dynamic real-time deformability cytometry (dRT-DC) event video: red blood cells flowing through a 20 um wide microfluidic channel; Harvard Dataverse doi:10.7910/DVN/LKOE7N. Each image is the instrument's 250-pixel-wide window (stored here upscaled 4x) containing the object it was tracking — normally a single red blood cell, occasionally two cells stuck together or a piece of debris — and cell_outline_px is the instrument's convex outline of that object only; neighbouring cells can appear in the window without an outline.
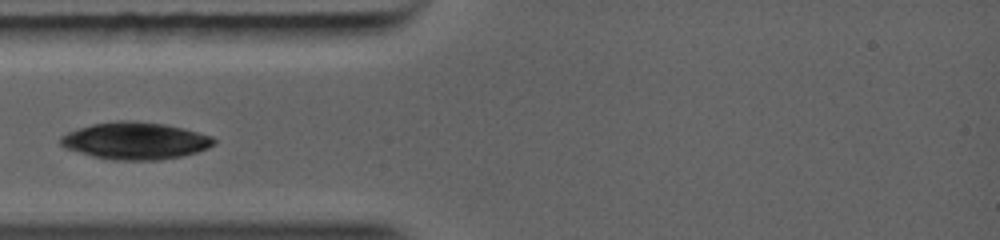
{"species": "common noctule bat (a hibernating species)", "species_latin": "Nyctalus noctula", "temperature_condition": "warm", "stored_images_in_passage": 9, "camera_frame_rate_fps": 5000, "um_per_image_px": 0.085, "animal": {"sex": "female", "body_mass_g": 19.0, "forearm_length_mm": 56.7}, "frame": {"image": 1, "passage_image": 4, "time_ms": 0.6, "image_size_px": [1000, 240], "cell_outline_px": [[216, 144], [208, 148], [196, 152], [180, 156], [160, 160], [112, 160], [92, 156], [64, 148], [60, 144], [60, 136], [68, 132], [92, 124], [116, 120], [132, 120], [164, 124], [184, 128], [212, 136], [216, 140]], "centroid_in_image_um": [11.5, 11.96], "position_along_channel_um": 73.5, "area_um2": 33.29}}
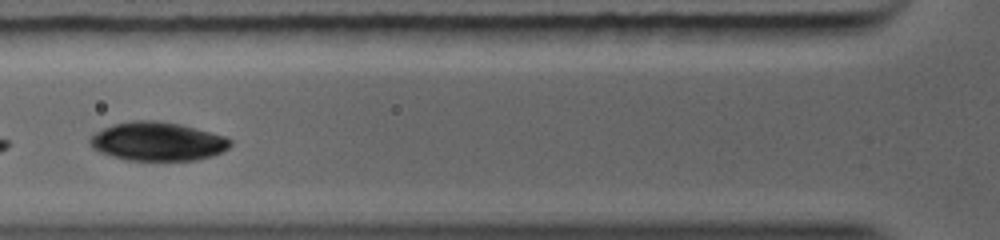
{"frame": {"image": 2, "passage_image": 8, "time_ms": 1.4, "image_size_px": [1000, 240], "cell_outline_px": [[232, 144], [228, 148], [212, 156], [196, 160], [124, 160], [100, 152], [92, 148], [88, 144], [88, 136], [92, 132], [112, 124], [132, 120], [156, 120], [180, 124], [196, 128], [224, 136], [232, 140]], "centroid_in_image_um": [13.32, 12.01], "position_along_channel_um": 112.5, "area_um2": 32.02}}